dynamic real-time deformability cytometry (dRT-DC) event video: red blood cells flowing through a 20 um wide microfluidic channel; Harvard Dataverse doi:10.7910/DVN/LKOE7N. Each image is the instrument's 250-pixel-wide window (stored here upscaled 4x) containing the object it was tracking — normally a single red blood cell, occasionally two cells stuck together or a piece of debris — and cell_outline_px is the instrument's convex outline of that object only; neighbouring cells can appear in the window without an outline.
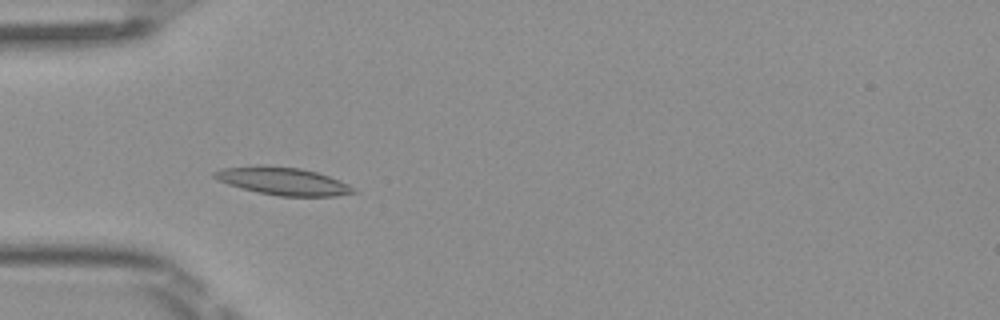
{"species": "Egyptian fruit bat (a non-hibernating species)", "species_latin": "Rousettus aegyptiacus", "temperature_condition": "room temperature", "stored_images_in_passage": 49, "camera_frame_rate_fps": 3000, "um_per_image_px": 0.085, "frame": {"image": 1, "passage_image": 14, "time_ms": 4.333, "image_size_px": [1000, 320], "cell_outline_px": [[360, 192], [336, 196], [280, 196], [260, 192], [228, 184], [216, 180], [212, 176], [212, 172], [224, 168], [256, 164], [260, 164], [300, 168], [316, 172], [340, 180], [356, 188]], "centroid_in_image_um": [24.07, 15.38], "position_along_channel_um": 60.9, "area_um2": 22.6}}
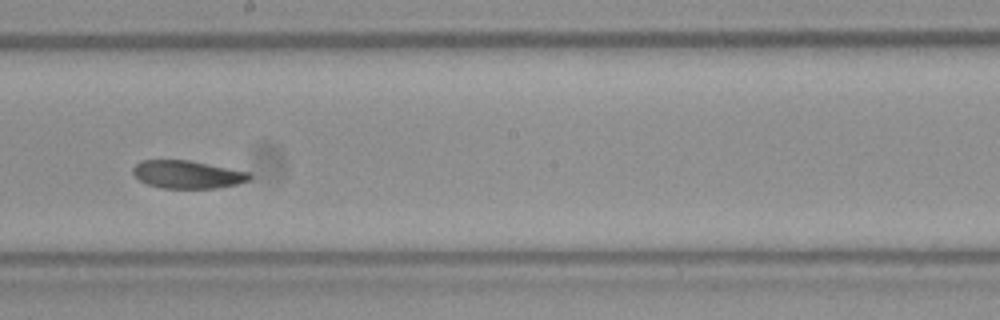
{"frame": {"image": 2, "passage_image": 27, "time_ms": 8.667, "image_size_px": [1000, 320], "cell_outline_px": [[252, 176], [248, 180], [236, 184], [216, 188], [160, 188], [148, 184], [140, 180], [132, 172], [132, 168], [140, 160], [188, 160], [248, 172]], "centroid_in_image_um": [15.89, 14.83], "position_along_channel_um": 232.3, "area_um2": 18.73}}
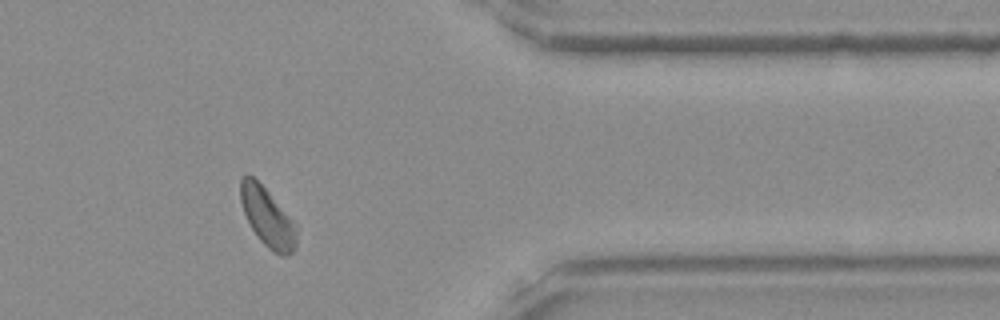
{"frame": {"image": 3, "passage_image": 40, "time_ms": 13.0, "image_size_px": [1000, 320], "cell_outline_px": [[296, 244], [292, 252], [288, 256], [280, 256], [272, 252], [260, 240], [252, 228], [244, 212], [240, 200], [240, 180], [244, 176], [252, 176], [268, 192], [296, 224]], "centroid_in_image_um": [22.74, 18.51], "position_along_channel_um": 388.7, "area_um2": 18.84}, "authors_computed_cell_mechanics": {"area_um2": 20.1144, "velocity_mm_per_s": 4.0212, "shape_relaxation_time_tau1_ms": 6.0288, "shape_relaxation_time_tau2_ms": 7.6012, "deformation_change_tau1": 0.1179, "deformation_change_tau2": 0.1203}}